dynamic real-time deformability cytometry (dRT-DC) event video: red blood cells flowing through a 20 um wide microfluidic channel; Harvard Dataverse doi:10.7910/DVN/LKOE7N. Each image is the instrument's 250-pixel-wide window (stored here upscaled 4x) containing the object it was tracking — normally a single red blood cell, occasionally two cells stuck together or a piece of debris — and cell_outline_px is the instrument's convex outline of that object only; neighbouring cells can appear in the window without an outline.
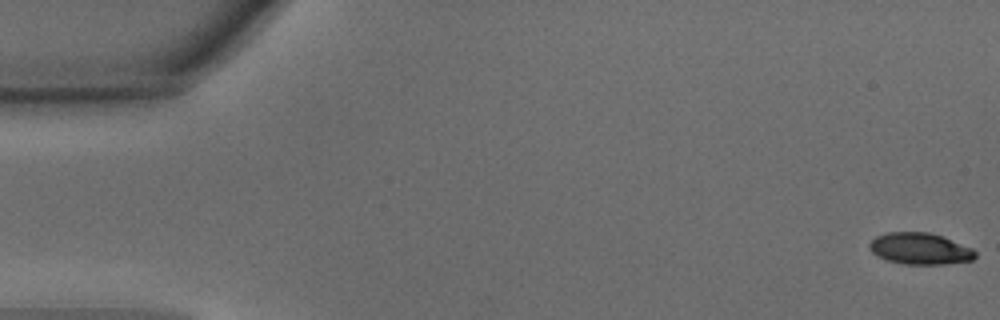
{"species": "common noctule bat (a hibernating species)", "species_latin": "Nyctalus noctula", "temperature_condition": "warm", "stored_images_in_passage": 47, "camera_frame_rate_fps": 3000, "um_per_image_px": 0.085, "animal": {"sex": "male", "body_mass_g": 15.6}, "frame": {"image": 1, "passage_image": 1, "time_ms": 0.0, "image_size_px": [1000, 320], "cell_outline_px": [[976, 256], [972, 260], [944, 264], [904, 264], [888, 260], [872, 252], [868, 248], [868, 244], [876, 236], [888, 232], [928, 232], [940, 236], [972, 248], [976, 252]], "centroid_in_image_um": [78.18, 21.13], "position_along_channel_um": 6.8, "area_um2": 19.19}}
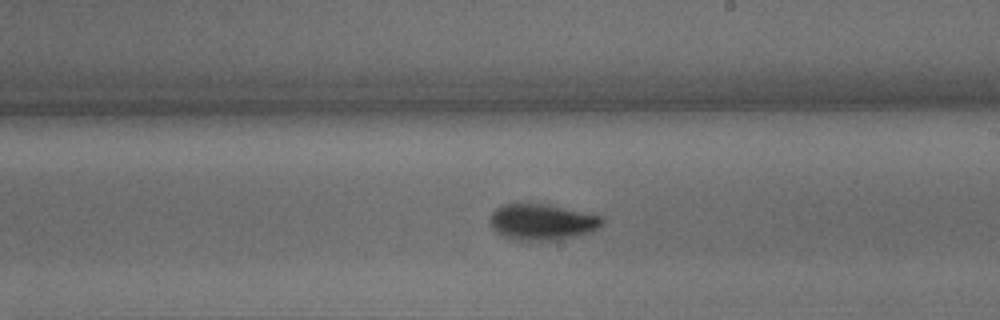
{"frame": {"image": 2, "passage_image": 27, "time_ms": 8.667, "image_size_px": [1000, 320], "cell_outline_px": [[604, 224], [592, 232], [580, 236], [556, 240], [512, 240], [496, 232], [492, 228], [488, 220], [492, 212], [496, 208], [504, 204], [548, 204], [604, 216]], "centroid_in_image_um": [46.11, 18.88], "position_along_channel_um": 242.9, "area_um2": 23.99}}
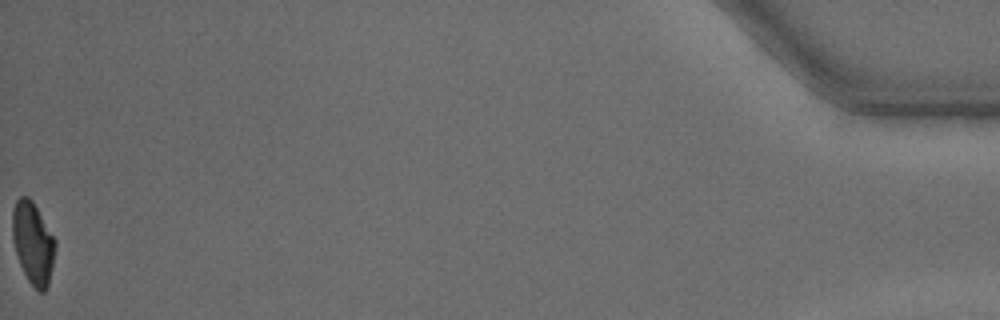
{"frame": {"image": 3, "passage_image": 47, "time_ms": 15.333, "image_size_px": [1000, 320], "cell_outline_px": [[56, 248], [48, 288], [44, 292], [40, 292], [28, 280], [20, 264], [16, 252], [12, 236], [12, 208], [16, 200], [20, 196], [28, 196], [32, 200], [56, 240]], "centroid_in_image_um": [2.81, 20.64], "position_along_channel_um": 432.4, "area_um2": 20.52}, "authors_computed_cell_mechanics": {"area_um2": 21.4438, "velocity_mm_per_s": 4.3652, "shape_relaxation_time_tau1_ms": 2.0217, "shape_relaxation_time_tau2_ms": 6.2486, "deformation_change_tau1": 0.1341, "deformation_change_tau2": 0.1026}}